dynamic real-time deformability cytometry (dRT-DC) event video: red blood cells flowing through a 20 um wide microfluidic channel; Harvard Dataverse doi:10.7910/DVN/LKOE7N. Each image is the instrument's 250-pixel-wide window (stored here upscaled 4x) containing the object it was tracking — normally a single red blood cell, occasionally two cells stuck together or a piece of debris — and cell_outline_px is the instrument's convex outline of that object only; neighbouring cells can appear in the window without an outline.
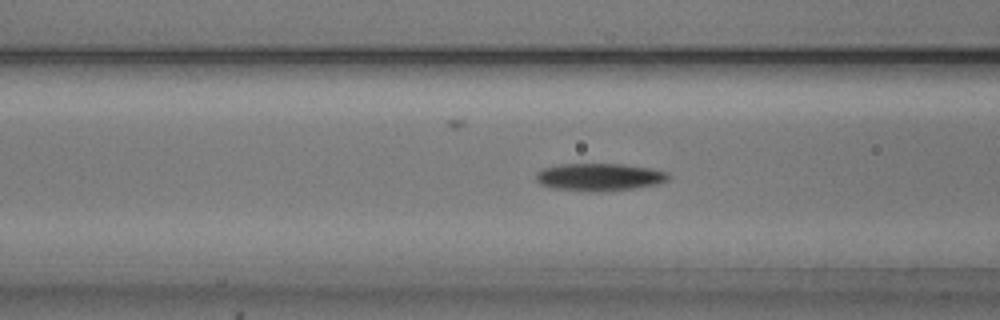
{"species": "common noctule bat (a hibernating species)", "species_latin": "Nyctalus noctula", "temperature_condition": "cold", "stored_images_in_passage": 55, "camera_frame_rate_fps": 3000, "um_per_image_px": 0.085, "animal": {"sex": "male", "body_mass_g": 20.5, "forearm_length_mm": 52.5}, "frame": {"image": 1, "passage_image": 21, "time_ms": 6.667, "image_size_px": [1000, 320], "cell_outline_px": [[668, 180], [660, 184], [632, 188], [600, 192], [552, 188], [540, 184], [536, 180], [536, 172], [540, 168], [556, 164], [624, 164], [652, 168], [668, 172]], "centroid_in_image_um": [50.93, 15.04], "position_along_channel_um": 115.7, "area_um2": 21.44}}
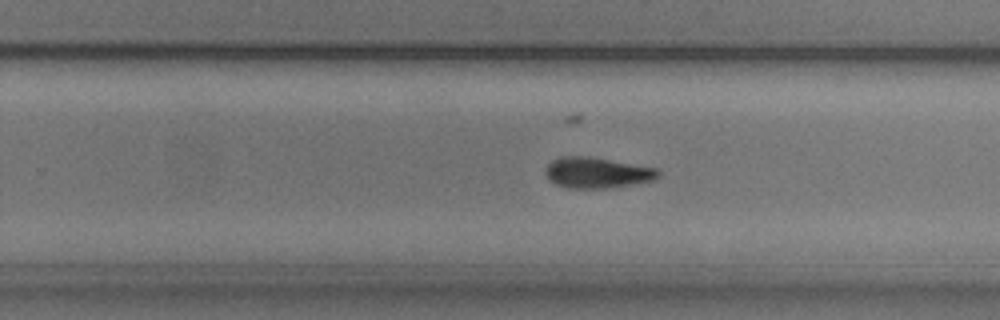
{"frame": {"image": 2, "passage_image": 34, "time_ms": 11.0, "image_size_px": [1000, 320], "cell_outline_px": [[660, 176], [656, 180], [612, 188], [568, 188], [556, 184], [548, 180], [544, 172], [544, 168], [552, 160], [560, 156], [588, 156], [660, 168]], "centroid_in_image_um": [50.77, 14.68], "position_along_channel_um": 279.0, "area_um2": 20.69}}
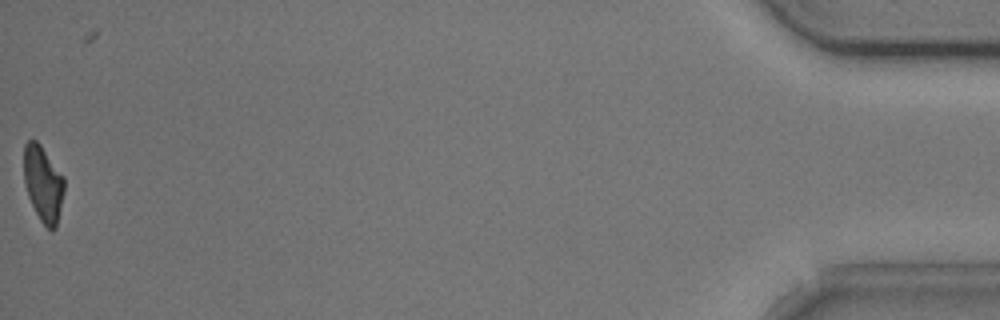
{"frame": {"image": 3, "passage_image": 54, "time_ms": 17.667, "image_size_px": [1000, 320], "cell_outline_px": [[64, 192], [56, 228], [52, 232], [40, 220], [28, 196], [24, 184], [24, 144], [28, 140], [36, 140], [40, 144], [64, 176]], "centroid_in_image_um": [3.67, 15.61], "position_along_channel_um": 431.5, "area_um2": 17.86}, "authors_computed_cell_mechanics": {"area_um2": 19.652, "velocity_mm_per_s": 3.7647, "shape_relaxation_time_tau1_ms": 6.7441, "shape_relaxation_time_tau2_ms": null, "deformation_change_tau1": 0.1655, "deformation_change_tau2": null}}